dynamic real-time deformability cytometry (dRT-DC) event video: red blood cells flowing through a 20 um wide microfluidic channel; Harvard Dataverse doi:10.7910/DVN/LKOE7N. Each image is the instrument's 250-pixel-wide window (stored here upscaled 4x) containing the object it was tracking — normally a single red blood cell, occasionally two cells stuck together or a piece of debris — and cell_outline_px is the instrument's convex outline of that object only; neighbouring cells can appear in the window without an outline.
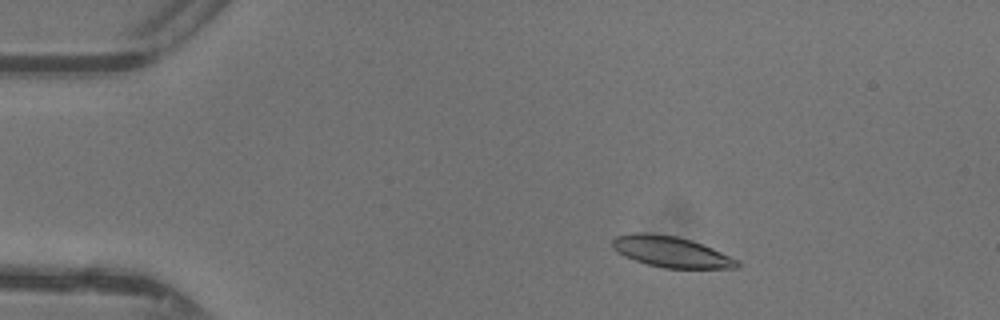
{"species": "common noctule bat (a hibernating species)", "species_latin": "Nyctalus noctula", "temperature_condition": "warm", "stored_images_in_passage": 47, "camera_frame_rate_fps": 3000, "um_per_image_px": 0.085, "animal": {"sex": "female"}, "frame": {"image": 1, "passage_image": 8, "time_ms": 2.333, "image_size_px": [1000, 320], "cell_outline_px": [[740, 268], [664, 268], [648, 264], [624, 256], [616, 252], [612, 248], [612, 240], [616, 236], [636, 232], [644, 232], [676, 236], [692, 240], [712, 248], [740, 260]], "centroid_in_image_um": [57.05, 21.4], "position_along_channel_um": 28.0, "area_um2": 22.54}}
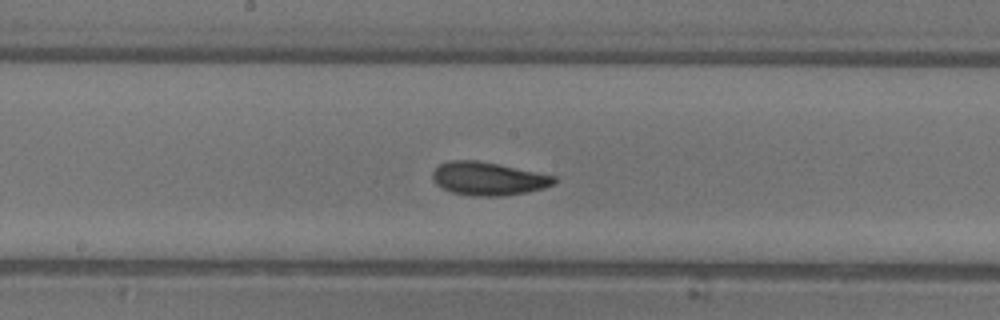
{"frame": {"image": 2, "passage_image": 25, "time_ms": 8.0, "image_size_px": [1000, 320], "cell_outline_px": [[556, 184], [544, 188], [528, 192], [500, 196], [472, 196], [452, 192], [436, 184], [432, 176], [432, 172], [440, 164], [448, 160], [476, 160], [556, 176]], "centroid_in_image_um": [41.51, 15.19], "position_along_channel_um": 206.7, "area_um2": 23.41}}
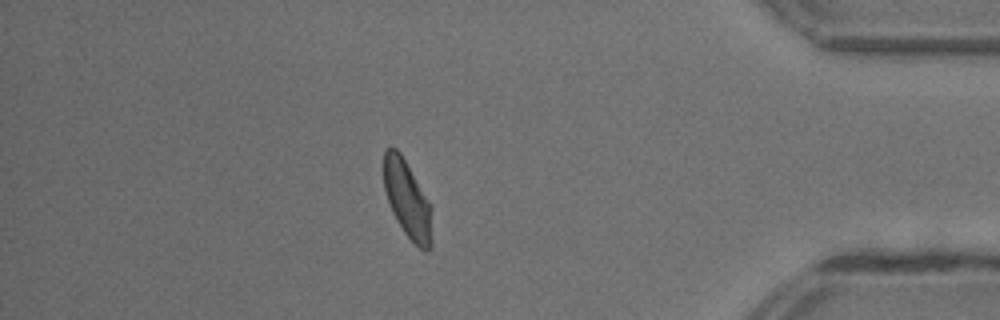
{"frame": {"image": 3, "passage_image": 41, "time_ms": 13.333, "image_size_px": [1000, 320], "cell_outline_px": [[432, 248], [428, 252], [424, 252], [404, 232], [396, 220], [392, 212], [384, 188], [384, 148], [396, 148], [400, 152], [428, 200], [432, 208]], "centroid_in_image_um": [34.65, 17.0], "position_along_channel_um": 400.6, "area_um2": 21.68}, "authors_computed_cell_mechanics": {"area_um2": 22.4842, "velocity_mm_per_s": 4.3703, "shape_relaxation_time_tau1_ms": 3.264, "shape_relaxation_time_tau2_ms": 2.5611, "deformation_change_tau1": 0.127, "deformation_change_tau2": 0.0968}}